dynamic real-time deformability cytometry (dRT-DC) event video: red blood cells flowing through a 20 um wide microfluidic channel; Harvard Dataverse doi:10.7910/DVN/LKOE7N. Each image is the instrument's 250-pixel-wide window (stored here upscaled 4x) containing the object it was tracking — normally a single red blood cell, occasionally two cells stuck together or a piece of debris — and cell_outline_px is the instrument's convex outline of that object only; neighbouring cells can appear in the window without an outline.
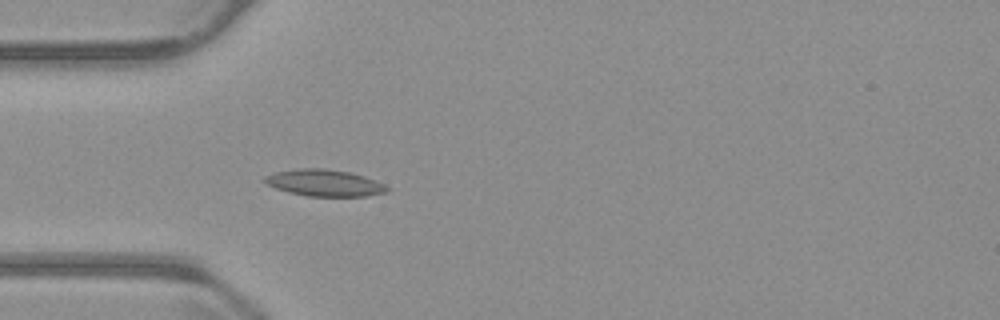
{"species": "common noctule bat (a hibernating species)", "species_latin": "Nyctalus noctula", "temperature_condition": "warm", "stored_images_in_passage": 40, "camera_frame_rate_fps": 3000, "um_per_image_px": 0.085, "animal": {"sex": "male", "body_mass_g": 23.1, "forearm_length_mm": 52.7}, "frame": {"image": 1, "passage_image": 1, "time_ms": 0.0, "image_size_px": [1000, 320], "cell_outline_px": [[388, 192], [364, 196], [308, 196], [288, 192], [276, 188], [268, 184], [264, 180], [264, 176], [276, 172], [300, 168], [324, 168], [352, 172], [364, 176], [384, 184], [388, 188]], "centroid_in_image_um": [27.59, 15.54], "position_along_channel_um": 57.4, "area_um2": 18.9}}
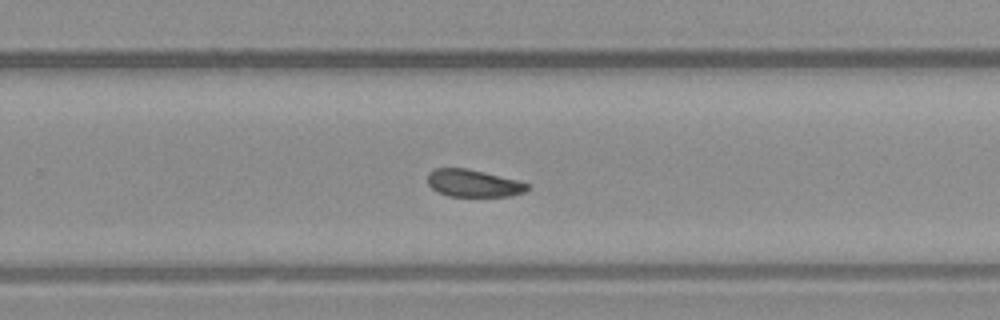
{"frame": {"image": 2, "passage_image": 20, "time_ms": 6.333, "image_size_px": [1000, 320], "cell_outline_px": [[528, 188], [524, 192], [512, 196], [448, 196], [436, 192], [428, 184], [428, 172], [436, 168], [468, 168], [516, 180], [528, 184]], "centroid_in_image_um": [40.19, 15.58], "position_along_channel_um": 289.6, "area_um2": 15.84}}
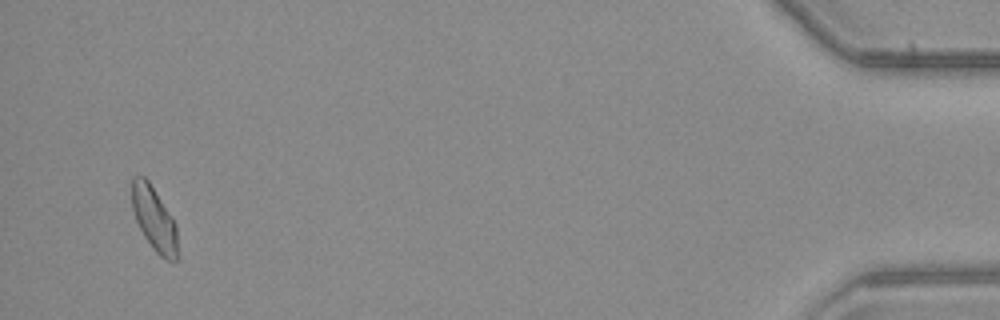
{"frame": {"image": 3, "passage_image": 38, "time_ms": 12.333, "image_size_px": [1000, 320], "cell_outline_px": [[180, 256], [176, 260], [168, 260], [160, 256], [152, 248], [144, 236], [136, 220], [132, 208], [132, 176], [144, 176], [148, 180], [172, 216], [176, 224]], "centroid_in_image_um": [13.14, 18.64], "position_along_channel_um": 422.1, "area_um2": 17.28}, "authors_computed_cell_mechanics": {"area_um2": 16.9065, "velocity_mm_per_s": 3.7021, "shape_relaxation_time_tau1_ms": 5.4711, "shape_relaxation_time_tau2_ms": 5.6566, "deformation_change_tau1": 0.1102, "deformation_change_tau2": 0.1005}}